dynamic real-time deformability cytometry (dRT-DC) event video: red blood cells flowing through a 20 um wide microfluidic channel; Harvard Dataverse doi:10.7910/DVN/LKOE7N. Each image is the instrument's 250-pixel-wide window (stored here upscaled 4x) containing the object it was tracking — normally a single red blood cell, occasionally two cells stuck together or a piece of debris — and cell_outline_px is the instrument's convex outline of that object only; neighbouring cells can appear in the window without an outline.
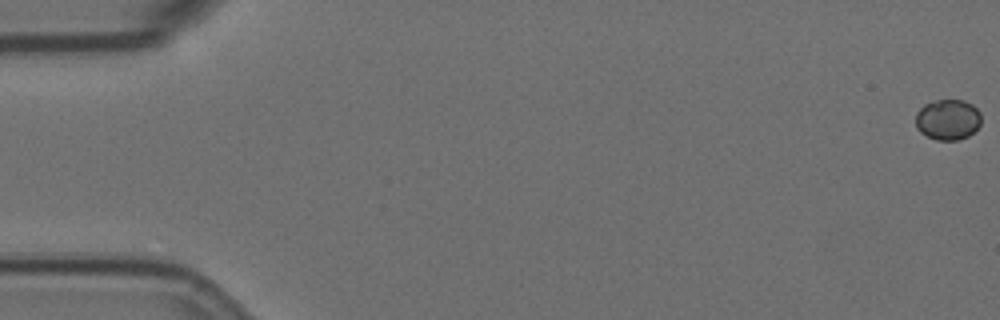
{"species": "Egyptian fruit bat (a non-hibernating species)", "species_latin": "Rousettus aegyptiacus", "temperature_condition": "room temperature", "stored_images_in_passage": 58, "camera_frame_rate_fps": 3000, "um_per_image_px": 0.085, "animal": {"sex": "female"}, "frame": {"image": 1, "passage_image": 1, "time_ms": 0.0, "image_size_px": [1000, 320], "cell_outline_px": [[980, 124], [968, 136], [956, 140], [936, 140], [920, 132], [916, 128], [916, 112], [924, 104], [936, 100], [964, 100], [972, 104], [980, 112]], "centroid_in_image_um": [80.55, 10.16], "position_along_channel_um": 4.5, "area_um2": 15.49}}
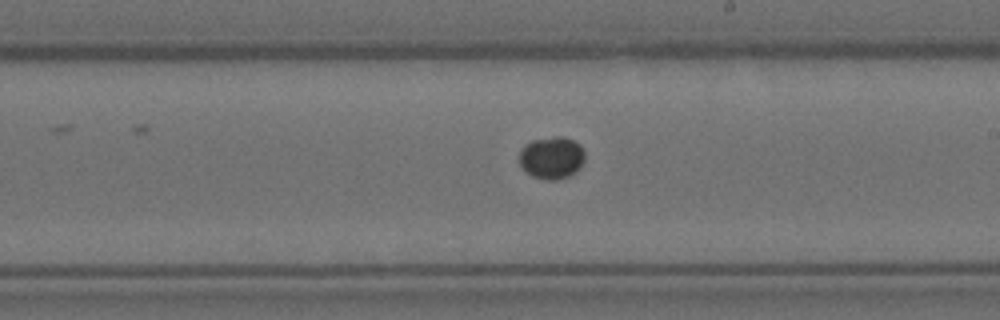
{"frame": {"image": 2, "passage_image": 34, "time_ms": 11.0, "image_size_px": [1000, 320], "cell_outline_px": [[584, 160], [580, 168], [576, 172], [568, 176], [556, 180], [544, 180], [532, 176], [520, 164], [520, 148], [524, 144], [532, 140], [552, 136], [564, 136], [580, 144], [584, 152]], "centroid_in_image_um": [46.9, 13.39], "position_along_channel_um": 242.1, "area_um2": 16.3}}
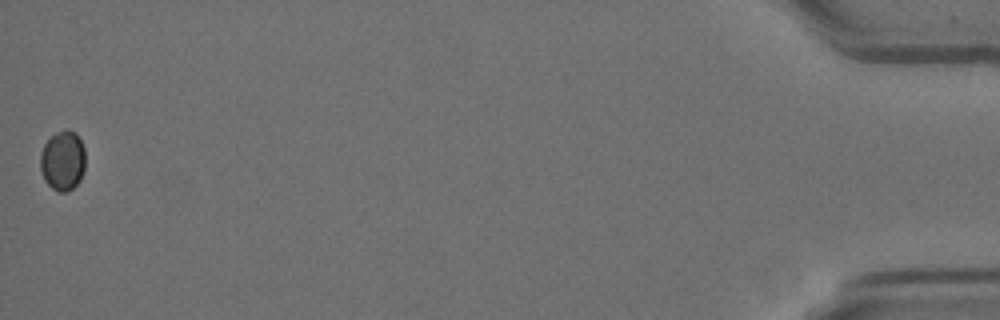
{"frame": {"image": 3, "passage_image": 58, "time_ms": 19.0, "image_size_px": [1000, 320], "cell_outline_px": [[84, 172], [80, 180], [72, 188], [64, 192], [60, 192], [52, 188], [44, 180], [40, 168], [40, 152], [44, 144], [56, 132], [64, 128], [68, 128], [76, 132], [84, 148]], "centroid_in_image_um": [5.33, 13.62], "position_along_channel_um": 429.9, "area_um2": 15.84}}